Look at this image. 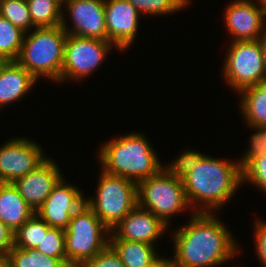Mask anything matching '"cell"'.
I'll list each match as a JSON object with an SVG mask.
<instances>
[{
  "mask_svg": "<svg viewBox=\"0 0 266 267\" xmlns=\"http://www.w3.org/2000/svg\"><path fill=\"white\" fill-rule=\"evenodd\" d=\"M189 222L173 235L178 267H214L239 253L226 225L212 213L194 212Z\"/></svg>",
  "mask_w": 266,
  "mask_h": 267,
  "instance_id": "cell-1",
  "label": "cell"
},
{
  "mask_svg": "<svg viewBox=\"0 0 266 267\" xmlns=\"http://www.w3.org/2000/svg\"><path fill=\"white\" fill-rule=\"evenodd\" d=\"M182 183L190 207L200 202L193 212L213 213L212 210L223 207L242 185V168L239 162L203 155L182 178Z\"/></svg>",
  "mask_w": 266,
  "mask_h": 267,
  "instance_id": "cell-2",
  "label": "cell"
},
{
  "mask_svg": "<svg viewBox=\"0 0 266 267\" xmlns=\"http://www.w3.org/2000/svg\"><path fill=\"white\" fill-rule=\"evenodd\" d=\"M98 154L101 170L136 184L163 168L148 140L137 132L106 142Z\"/></svg>",
  "mask_w": 266,
  "mask_h": 267,
  "instance_id": "cell-3",
  "label": "cell"
},
{
  "mask_svg": "<svg viewBox=\"0 0 266 267\" xmlns=\"http://www.w3.org/2000/svg\"><path fill=\"white\" fill-rule=\"evenodd\" d=\"M67 33L63 27H42L24 36L16 62L36 79L60 81Z\"/></svg>",
  "mask_w": 266,
  "mask_h": 267,
  "instance_id": "cell-4",
  "label": "cell"
},
{
  "mask_svg": "<svg viewBox=\"0 0 266 267\" xmlns=\"http://www.w3.org/2000/svg\"><path fill=\"white\" fill-rule=\"evenodd\" d=\"M110 233L93 210L84 203L71 216L69 226L65 229L67 267H77L84 260L103 251L109 245L106 236Z\"/></svg>",
  "mask_w": 266,
  "mask_h": 267,
  "instance_id": "cell-5",
  "label": "cell"
},
{
  "mask_svg": "<svg viewBox=\"0 0 266 267\" xmlns=\"http://www.w3.org/2000/svg\"><path fill=\"white\" fill-rule=\"evenodd\" d=\"M100 175L96 199L87 198L85 203L111 231L138 205L137 184L103 170Z\"/></svg>",
  "mask_w": 266,
  "mask_h": 267,
  "instance_id": "cell-6",
  "label": "cell"
},
{
  "mask_svg": "<svg viewBox=\"0 0 266 267\" xmlns=\"http://www.w3.org/2000/svg\"><path fill=\"white\" fill-rule=\"evenodd\" d=\"M138 206L151 211L167 226L169 218L186 208H191L182 179L170 175L164 168L137 184Z\"/></svg>",
  "mask_w": 266,
  "mask_h": 267,
  "instance_id": "cell-7",
  "label": "cell"
},
{
  "mask_svg": "<svg viewBox=\"0 0 266 267\" xmlns=\"http://www.w3.org/2000/svg\"><path fill=\"white\" fill-rule=\"evenodd\" d=\"M225 56V81L239 92L266 81V66L258 40L232 41Z\"/></svg>",
  "mask_w": 266,
  "mask_h": 267,
  "instance_id": "cell-8",
  "label": "cell"
},
{
  "mask_svg": "<svg viewBox=\"0 0 266 267\" xmlns=\"http://www.w3.org/2000/svg\"><path fill=\"white\" fill-rule=\"evenodd\" d=\"M113 45L106 40L68 34L60 82L68 78L76 80L91 75L104 61Z\"/></svg>",
  "mask_w": 266,
  "mask_h": 267,
  "instance_id": "cell-9",
  "label": "cell"
},
{
  "mask_svg": "<svg viewBox=\"0 0 266 267\" xmlns=\"http://www.w3.org/2000/svg\"><path fill=\"white\" fill-rule=\"evenodd\" d=\"M0 148V182L13 183L27 175L47 157L42 149L27 138H14Z\"/></svg>",
  "mask_w": 266,
  "mask_h": 267,
  "instance_id": "cell-10",
  "label": "cell"
},
{
  "mask_svg": "<svg viewBox=\"0 0 266 267\" xmlns=\"http://www.w3.org/2000/svg\"><path fill=\"white\" fill-rule=\"evenodd\" d=\"M73 28L70 30L63 17L61 26L67 34L108 41L105 23V0H64Z\"/></svg>",
  "mask_w": 266,
  "mask_h": 267,
  "instance_id": "cell-11",
  "label": "cell"
},
{
  "mask_svg": "<svg viewBox=\"0 0 266 267\" xmlns=\"http://www.w3.org/2000/svg\"><path fill=\"white\" fill-rule=\"evenodd\" d=\"M63 177L36 212L50 227L66 229L71 216L85 203L77 187L66 184Z\"/></svg>",
  "mask_w": 266,
  "mask_h": 267,
  "instance_id": "cell-12",
  "label": "cell"
},
{
  "mask_svg": "<svg viewBox=\"0 0 266 267\" xmlns=\"http://www.w3.org/2000/svg\"><path fill=\"white\" fill-rule=\"evenodd\" d=\"M229 4L224 21L234 38L232 41L258 40L266 27V15L260 4L252 0H236Z\"/></svg>",
  "mask_w": 266,
  "mask_h": 267,
  "instance_id": "cell-13",
  "label": "cell"
},
{
  "mask_svg": "<svg viewBox=\"0 0 266 267\" xmlns=\"http://www.w3.org/2000/svg\"><path fill=\"white\" fill-rule=\"evenodd\" d=\"M62 177L57 164L52 159L46 158L27 175L15 180L13 184L36 213Z\"/></svg>",
  "mask_w": 266,
  "mask_h": 267,
  "instance_id": "cell-14",
  "label": "cell"
},
{
  "mask_svg": "<svg viewBox=\"0 0 266 267\" xmlns=\"http://www.w3.org/2000/svg\"><path fill=\"white\" fill-rule=\"evenodd\" d=\"M167 225L151 211L140 206L132 209L110 232L109 239H124L127 241L154 245L167 229Z\"/></svg>",
  "mask_w": 266,
  "mask_h": 267,
  "instance_id": "cell-15",
  "label": "cell"
},
{
  "mask_svg": "<svg viewBox=\"0 0 266 267\" xmlns=\"http://www.w3.org/2000/svg\"><path fill=\"white\" fill-rule=\"evenodd\" d=\"M139 15L127 0H105L107 38L118 50L128 49L135 39Z\"/></svg>",
  "mask_w": 266,
  "mask_h": 267,
  "instance_id": "cell-16",
  "label": "cell"
},
{
  "mask_svg": "<svg viewBox=\"0 0 266 267\" xmlns=\"http://www.w3.org/2000/svg\"><path fill=\"white\" fill-rule=\"evenodd\" d=\"M34 213L13 183L0 182V220L13 233Z\"/></svg>",
  "mask_w": 266,
  "mask_h": 267,
  "instance_id": "cell-17",
  "label": "cell"
},
{
  "mask_svg": "<svg viewBox=\"0 0 266 267\" xmlns=\"http://www.w3.org/2000/svg\"><path fill=\"white\" fill-rule=\"evenodd\" d=\"M37 79L16 61H10L0 75V107L20 101Z\"/></svg>",
  "mask_w": 266,
  "mask_h": 267,
  "instance_id": "cell-18",
  "label": "cell"
},
{
  "mask_svg": "<svg viewBox=\"0 0 266 267\" xmlns=\"http://www.w3.org/2000/svg\"><path fill=\"white\" fill-rule=\"evenodd\" d=\"M241 110L246 124L252 127H266V81L242 89Z\"/></svg>",
  "mask_w": 266,
  "mask_h": 267,
  "instance_id": "cell-19",
  "label": "cell"
},
{
  "mask_svg": "<svg viewBox=\"0 0 266 267\" xmlns=\"http://www.w3.org/2000/svg\"><path fill=\"white\" fill-rule=\"evenodd\" d=\"M109 245L120 256L125 267H149L159 257L155 245L147 243L109 239Z\"/></svg>",
  "mask_w": 266,
  "mask_h": 267,
  "instance_id": "cell-20",
  "label": "cell"
},
{
  "mask_svg": "<svg viewBox=\"0 0 266 267\" xmlns=\"http://www.w3.org/2000/svg\"><path fill=\"white\" fill-rule=\"evenodd\" d=\"M34 28L60 26L63 19L61 0H26Z\"/></svg>",
  "mask_w": 266,
  "mask_h": 267,
  "instance_id": "cell-21",
  "label": "cell"
},
{
  "mask_svg": "<svg viewBox=\"0 0 266 267\" xmlns=\"http://www.w3.org/2000/svg\"><path fill=\"white\" fill-rule=\"evenodd\" d=\"M50 228L37 213H34L13 233V246L20 249H36L41 244L43 234H46Z\"/></svg>",
  "mask_w": 266,
  "mask_h": 267,
  "instance_id": "cell-22",
  "label": "cell"
},
{
  "mask_svg": "<svg viewBox=\"0 0 266 267\" xmlns=\"http://www.w3.org/2000/svg\"><path fill=\"white\" fill-rule=\"evenodd\" d=\"M7 259L8 267H67L60 259L45 255L35 248L20 249L13 246Z\"/></svg>",
  "mask_w": 266,
  "mask_h": 267,
  "instance_id": "cell-23",
  "label": "cell"
},
{
  "mask_svg": "<svg viewBox=\"0 0 266 267\" xmlns=\"http://www.w3.org/2000/svg\"><path fill=\"white\" fill-rule=\"evenodd\" d=\"M26 33L0 16V55L16 61Z\"/></svg>",
  "mask_w": 266,
  "mask_h": 267,
  "instance_id": "cell-24",
  "label": "cell"
},
{
  "mask_svg": "<svg viewBox=\"0 0 266 267\" xmlns=\"http://www.w3.org/2000/svg\"><path fill=\"white\" fill-rule=\"evenodd\" d=\"M0 16L25 33H30L29 30L33 28L26 0H0Z\"/></svg>",
  "mask_w": 266,
  "mask_h": 267,
  "instance_id": "cell-25",
  "label": "cell"
},
{
  "mask_svg": "<svg viewBox=\"0 0 266 267\" xmlns=\"http://www.w3.org/2000/svg\"><path fill=\"white\" fill-rule=\"evenodd\" d=\"M139 13L159 16L173 14L189 5V0H127Z\"/></svg>",
  "mask_w": 266,
  "mask_h": 267,
  "instance_id": "cell-26",
  "label": "cell"
},
{
  "mask_svg": "<svg viewBox=\"0 0 266 267\" xmlns=\"http://www.w3.org/2000/svg\"><path fill=\"white\" fill-rule=\"evenodd\" d=\"M36 249L45 255L60 259L67 266L64 229L51 227L43 234L41 244Z\"/></svg>",
  "mask_w": 266,
  "mask_h": 267,
  "instance_id": "cell-27",
  "label": "cell"
},
{
  "mask_svg": "<svg viewBox=\"0 0 266 267\" xmlns=\"http://www.w3.org/2000/svg\"><path fill=\"white\" fill-rule=\"evenodd\" d=\"M245 181L266 192V153L253 158L242 169V183Z\"/></svg>",
  "mask_w": 266,
  "mask_h": 267,
  "instance_id": "cell-28",
  "label": "cell"
},
{
  "mask_svg": "<svg viewBox=\"0 0 266 267\" xmlns=\"http://www.w3.org/2000/svg\"><path fill=\"white\" fill-rule=\"evenodd\" d=\"M202 156L203 154L198 151L195 152L193 150H188L183 152L177 159L163 168L170 175L182 179L193 170Z\"/></svg>",
  "mask_w": 266,
  "mask_h": 267,
  "instance_id": "cell-29",
  "label": "cell"
},
{
  "mask_svg": "<svg viewBox=\"0 0 266 267\" xmlns=\"http://www.w3.org/2000/svg\"><path fill=\"white\" fill-rule=\"evenodd\" d=\"M77 267H125L120 256L108 245L95 257L81 262Z\"/></svg>",
  "mask_w": 266,
  "mask_h": 267,
  "instance_id": "cell-30",
  "label": "cell"
},
{
  "mask_svg": "<svg viewBox=\"0 0 266 267\" xmlns=\"http://www.w3.org/2000/svg\"><path fill=\"white\" fill-rule=\"evenodd\" d=\"M257 132L250 137V149L244 153V157L239 161L243 169L253 158L266 153V127H253Z\"/></svg>",
  "mask_w": 266,
  "mask_h": 267,
  "instance_id": "cell-31",
  "label": "cell"
},
{
  "mask_svg": "<svg viewBox=\"0 0 266 267\" xmlns=\"http://www.w3.org/2000/svg\"><path fill=\"white\" fill-rule=\"evenodd\" d=\"M254 234L257 256L266 267V221L257 220Z\"/></svg>",
  "mask_w": 266,
  "mask_h": 267,
  "instance_id": "cell-32",
  "label": "cell"
},
{
  "mask_svg": "<svg viewBox=\"0 0 266 267\" xmlns=\"http://www.w3.org/2000/svg\"><path fill=\"white\" fill-rule=\"evenodd\" d=\"M13 247V232L0 220V256H7Z\"/></svg>",
  "mask_w": 266,
  "mask_h": 267,
  "instance_id": "cell-33",
  "label": "cell"
},
{
  "mask_svg": "<svg viewBox=\"0 0 266 267\" xmlns=\"http://www.w3.org/2000/svg\"><path fill=\"white\" fill-rule=\"evenodd\" d=\"M149 267H178L173 258L158 257Z\"/></svg>",
  "mask_w": 266,
  "mask_h": 267,
  "instance_id": "cell-34",
  "label": "cell"
},
{
  "mask_svg": "<svg viewBox=\"0 0 266 267\" xmlns=\"http://www.w3.org/2000/svg\"><path fill=\"white\" fill-rule=\"evenodd\" d=\"M258 41L262 49L263 59H264L265 66H266V27L262 35L259 37Z\"/></svg>",
  "mask_w": 266,
  "mask_h": 267,
  "instance_id": "cell-35",
  "label": "cell"
},
{
  "mask_svg": "<svg viewBox=\"0 0 266 267\" xmlns=\"http://www.w3.org/2000/svg\"><path fill=\"white\" fill-rule=\"evenodd\" d=\"M9 62L10 61L6 57L0 55V75Z\"/></svg>",
  "mask_w": 266,
  "mask_h": 267,
  "instance_id": "cell-36",
  "label": "cell"
},
{
  "mask_svg": "<svg viewBox=\"0 0 266 267\" xmlns=\"http://www.w3.org/2000/svg\"><path fill=\"white\" fill-rule=\"evenodd\" d=\"M0 267H8L7 256H0Z\"/></svg>",
  "mask_w": 266,
  "mask_h": 267,
  "instance_id": "cell-37",
  "label": "cell"
},
{
  "mask_svg": "<svg viewBox=\"0 0 266 267\" xmlns=\"http://www.w3.org/2000/svg\"><path fill=\"white\" fill-rule=\"evenodd\" d=\"M260 6L263 8L264 12H265V15H266V0H258L257 1Z\"/></svg>",
  "mask_w": 266,
  "mask_h": 267,
  "instance_id": "cell-38",
  "label": "cell"
}]
</instances>
